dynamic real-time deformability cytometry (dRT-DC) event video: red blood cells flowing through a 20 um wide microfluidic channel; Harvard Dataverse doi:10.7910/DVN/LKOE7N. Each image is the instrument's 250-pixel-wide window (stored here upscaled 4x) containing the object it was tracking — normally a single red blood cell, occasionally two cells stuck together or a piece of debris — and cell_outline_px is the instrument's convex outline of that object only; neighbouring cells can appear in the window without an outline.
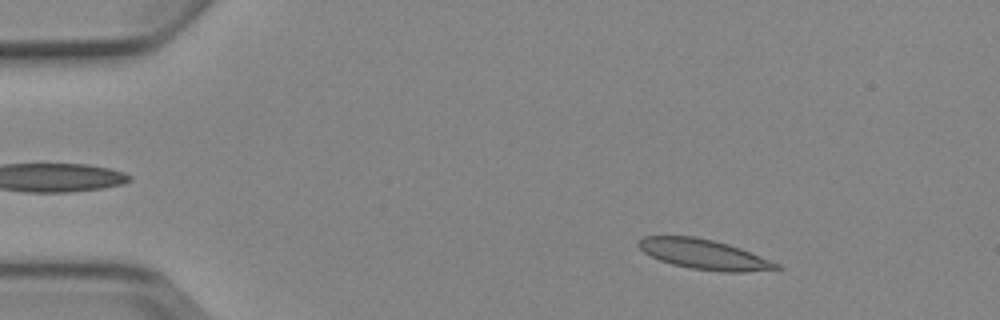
{"species": "Egyptian fruit bat (a non-hibernating species)", "species_latin": "Rousettus aegyptiacus", "temperature_condition": "cold", "stored_images_in_passage": 5, "camera_frame_rate_fps": 3000, "um_per_image_px": 0.085, "animal": {"sex": "female"}, "frame": {"image": 1, "passage_image": 2, "time_ms": 1.0, "image_size_px": [1000, 320], "cell_outline_px": [[784, 268], [744, 272], [724, 272], [692, 268], [672, 264], [660, 260], [644, 252], [636, 244], [644, 236], [696, 236], [728, 244], [740, 248], [780, 264]], "centroid_in_image_um": [59.85, 21.61], "position_along_channel_um": 25.2, "area_um2": 23.81}}
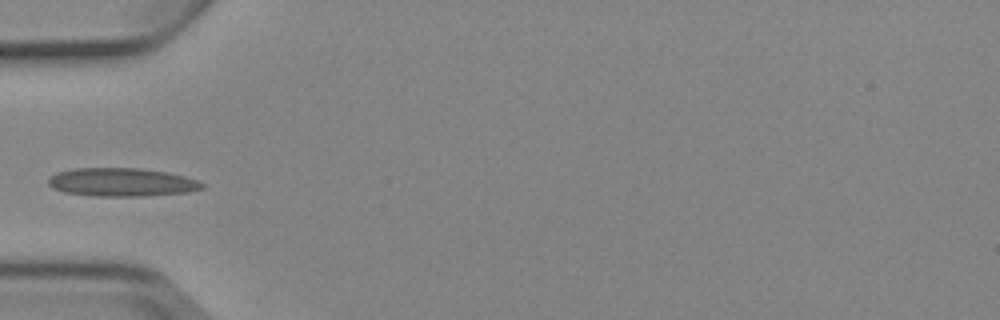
{"frame": {"image": 2, "passage_image": 4, "time_ms": 4.333, "image_size_px": [1000, 320], "cell_outline_px": [[204, 188], [188, 192], [144, 196], [96, 196], [64, 192], [52, 188], [48, 184], [48, 180], [56, 172], [76, 168], [140, 168], [168, 172], [184, 176], [196, 180], [204, 184]], "centroid_in_image_um": [10.34, 15.48], "position_along_channel_um": 74.7, "area_um2": 25.43}}
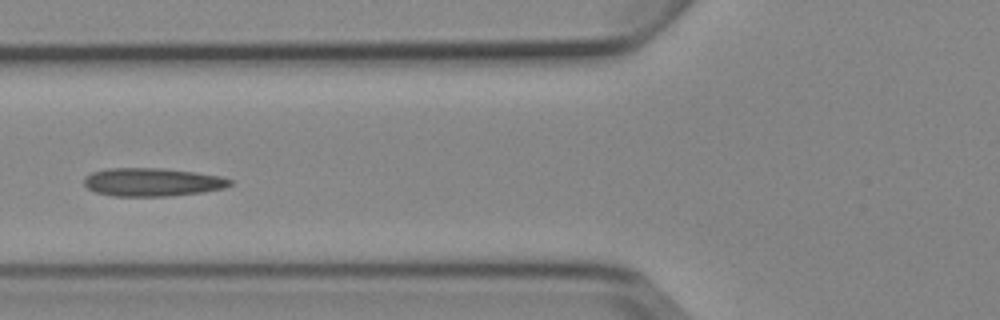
{"frame": {"image": 3, "passage_image": 5, "time_ms": 5.333, "image_size_px": [1000, 320], "cell_outline_px": [[232, 184], [224, 188], [204, 192], [168, 196], [112, 196], [96, 192], [88, 188], [84, 184], [84, 180], [92, 172], [112, 168], [160, 168], [196, 172], [220, 176], [232, 180]], "centroid_in_image_um": [12.98, 15.48], "position_along_channel_um": 112.8, "area_um2": 23.93}}